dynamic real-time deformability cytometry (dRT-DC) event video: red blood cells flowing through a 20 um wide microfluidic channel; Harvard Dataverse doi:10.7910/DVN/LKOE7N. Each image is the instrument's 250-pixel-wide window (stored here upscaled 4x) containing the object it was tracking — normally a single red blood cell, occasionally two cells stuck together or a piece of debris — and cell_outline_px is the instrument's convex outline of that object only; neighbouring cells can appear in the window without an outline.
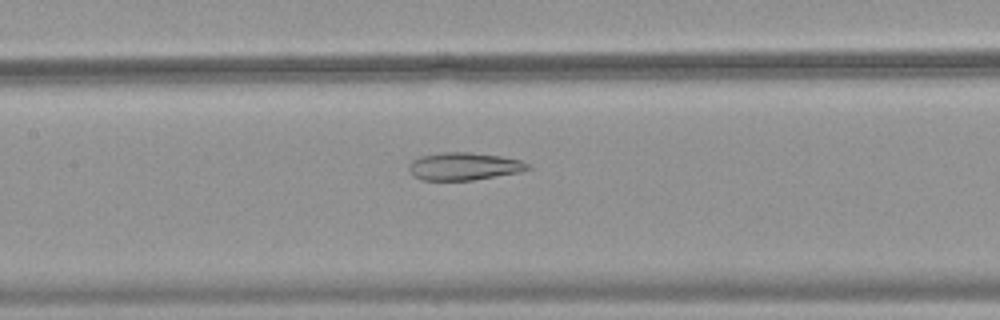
{"species": "common noctule bat (a hibernating species)", "species_latin": "Nyctalus noctula", "temperature_condition": "warm", "stored_images_in_passage": 52, "camera_frame_rate_fps": 3000, "um_per_image_px": 0.085, "animal": {"sex": "female", "body_mass_g": 18.4}, "frame": {"image": 1, "passage_image": 25, "time_ms": 8.0, "image_size_px": [1000, 320], "cell_outline_px": [[532, 168], [520, 172], [472, 180], [420, 180], [412, 176], [408, 172], [408, 164], [412, 160], [420, 156], [444, 152], [468, 152], [500, 156], [520, 160], [528, 164]], "centroid_in_image_um": [39.38, 14.14], "position_along_channel_um": 168.0, "area_um2": 19.25}}
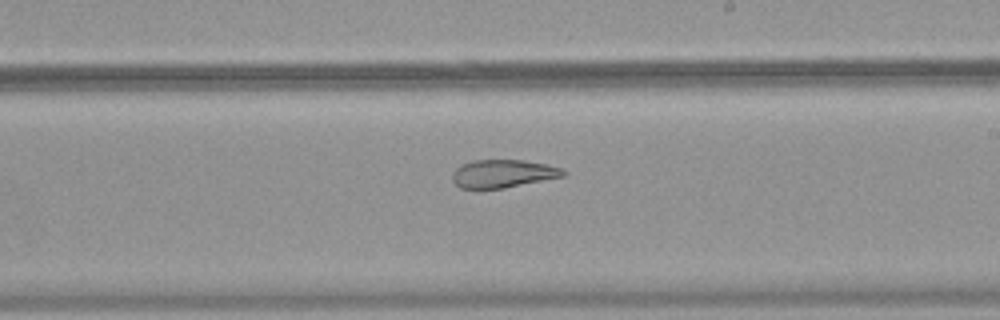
{"frame": {"image": 2, "passage_image": 31, "time_ms": 10.0, "image_size_px": [1000, 320], "cell_outline_px": [[568, 172], [564, 176], [504, 188], [460, 188], [452, 180], [452, 172], [460, 164], [472, 160], [524, 160], [548, 164], [560, 168]], "centroid_in_image_um": [42.74, 14.75], "position_along_channel_um": 246.3, "area_um2": 18.15}}
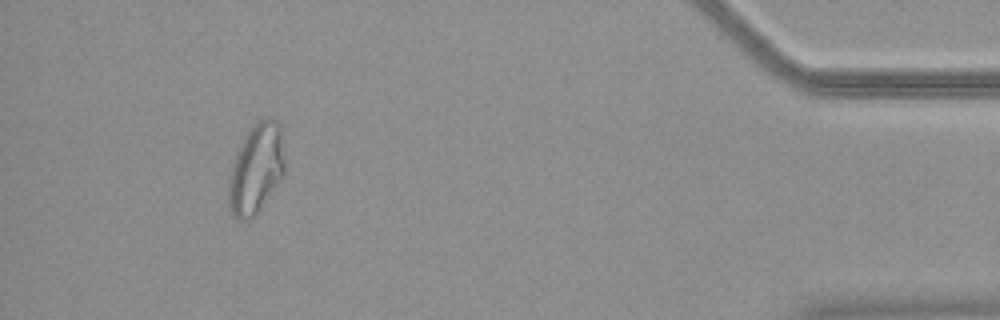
{"frame": {"image": 3, "passage_image": 48, "time_ms": 15.667, "image_size_px": [1000, 320], "cell_outline_px": [[284, 172], [256, 216], [252, 220], [240, 220], [232, 216], [228, 208], [228, 176], [236, 152], [244, 136], [256, 120], [276, 120], [280, 124], [284, 160]], "centroid_in_image_um": [21.72, 14.4], "position_along_channel_um": 413.5, "area_um2": 29.48}}